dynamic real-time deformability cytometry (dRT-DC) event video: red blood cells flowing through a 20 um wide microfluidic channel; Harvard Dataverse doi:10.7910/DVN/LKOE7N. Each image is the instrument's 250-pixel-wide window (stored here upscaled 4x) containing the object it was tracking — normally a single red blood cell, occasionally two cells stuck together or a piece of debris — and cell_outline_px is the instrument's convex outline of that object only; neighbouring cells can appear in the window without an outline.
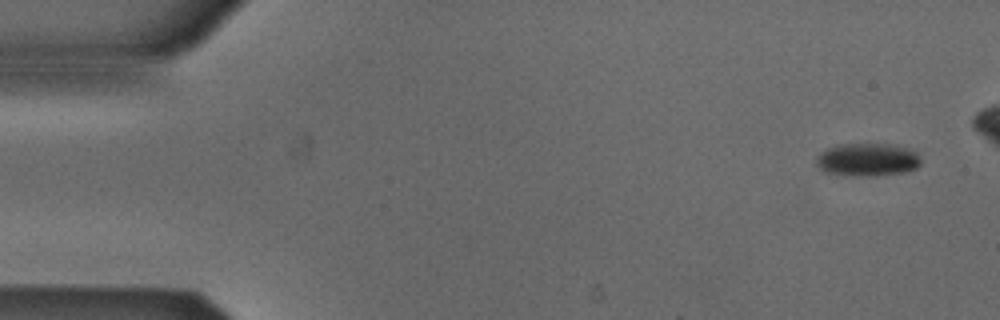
{"species": "Egyptian fruit bat (a non-hibernating species)", "species_latin": "Rousettus aegyptiacus", "temperature_condition": "cold", "stored_images_in_passage": 4, "camera_frame_rate_fps": 3000, "um_per_image_px": 0.085, "animal": {"sex": "male"}, "frame": {"image": 1, "passage_image": 1, "time_ms": 0.0, "image_size_px": [1000, 320], "cell_outline_px": [[920, 164], [916, 168], [908, 172], [876, 176], [844, 176], [820, 172], [816, 168], [816, 156], [820, 152], [828, 148], [848, 144], [888, 144], [912, 148], [920, 156]], "centroid_in_image_um": [73.71, 13.6], "position_along_channel_um": 11.3, "area_um2": 20.69}}